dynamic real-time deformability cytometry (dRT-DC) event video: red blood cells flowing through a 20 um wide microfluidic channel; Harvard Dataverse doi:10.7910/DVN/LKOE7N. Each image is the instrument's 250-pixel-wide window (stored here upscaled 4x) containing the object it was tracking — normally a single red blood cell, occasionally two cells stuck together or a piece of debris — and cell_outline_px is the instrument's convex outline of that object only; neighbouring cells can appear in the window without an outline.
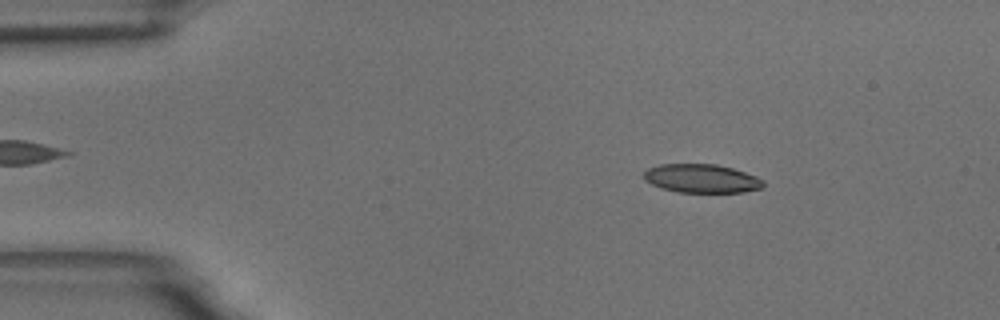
{"species": "common noctule bat (a hibernating species)", "species_latin": "Nyctalus noctula", "temperature_condition": "room temperature", "stored_images_in_passage": 54, "camera_frame_rate_fps": 3000, "um_per_image_px": 0.085, "animal": {"sex": "male", "body_mass_g": 18.8}, "frame": {"image": 1, "passage_image": 8, "time_ms": 2.333, "image_size_px": [1000, 320], "cell_outline_px": [[764, 188], [744, 192], [676, 192], [660, 188], [644, 180], [644, 172], [648, 168], [660, 164], [716, 164], [732, 168], [756, 176], [764, 180]], "centroid_in_image_um": [59.64, 15.17], "position_along_channel_um": 25.4, "area_um2": 20.06}}
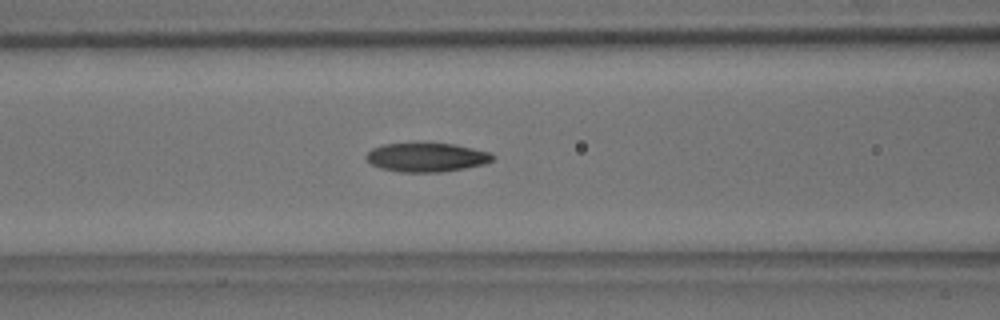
{"frame": {"image": 2, "passage_image": 22, "time_ms": 7.0, "image_size_px": [1000, 320], "cell_outline_px": [[496, 156], [492, 160], [484, 164], [464, 168], [440, 172], [400, 172], [380, 168], [372, 164], [364, 156], [372, 148], [384, 144], [452, 144], [472, 148], [488, 152]], "centroid_in_image_um": [36.24, 13.38], "position_along_channel_um": 130.4, "area_um2": 20.98}}
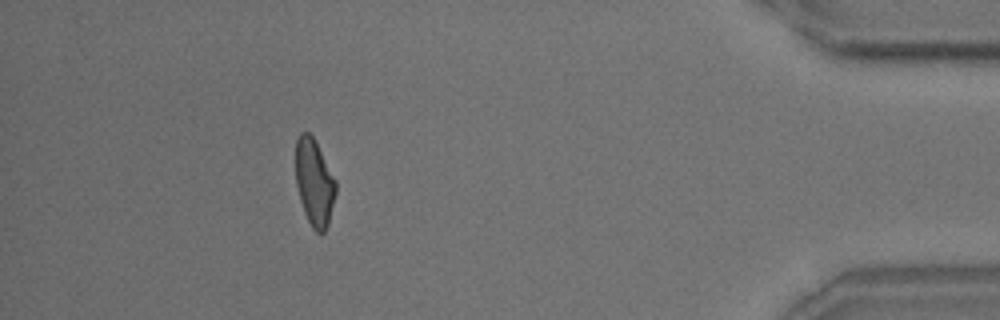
{"frame": {"image": 3, "passage_image": 49, "time_ms": 16.0, "image_size_px": [1000, 320], "cell_outline_px": [[336, 192], [328, 224], [324, 232], [320, 236], [312, 228], [304, 212], [300, 200], [296, 184], [296, 140], [300, 132], [308, 132], [312, 136], [336, 180]], "centroid_in_image_um": [26.71, 15.54], "position_along_channel_um": 408.5, "area_um2": 20.17}, "authors_computed_cell_mechanics": {"area_um2": 21.0392, "velocity_mm_per_s": 3.6794, "shape_relaxation_time_tau1_ms": 7.9114, "shape_relaxation_time_tau2_ms": 3.1815, "deformation_change_tau1": 0.1936, "deformation_change_tau2": 0.1056}}